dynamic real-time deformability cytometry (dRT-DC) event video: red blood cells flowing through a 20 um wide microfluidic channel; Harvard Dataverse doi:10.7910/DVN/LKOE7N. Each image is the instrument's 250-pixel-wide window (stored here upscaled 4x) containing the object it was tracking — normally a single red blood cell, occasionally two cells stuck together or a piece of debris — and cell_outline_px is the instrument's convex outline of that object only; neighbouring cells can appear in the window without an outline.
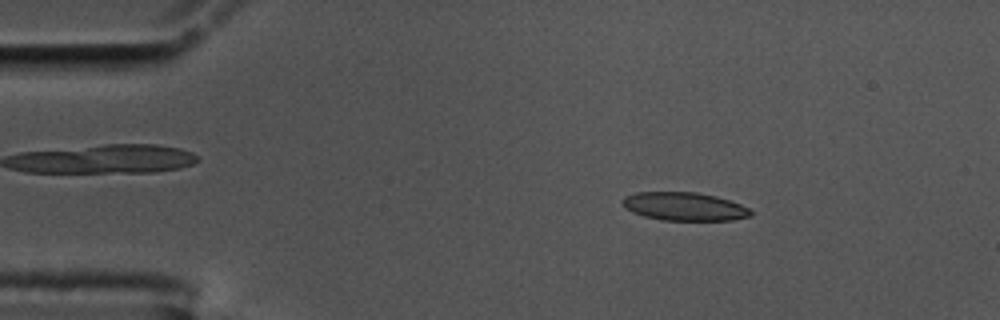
{"species": "common noctule bat (a hibernating species)", "species_latin": "Nyctalus noctula", "temperature_condition": "cold", "stored_images_in_passage": 55, "camera_frame_rate_fps": 3000, "um_per_image_px": 0.085, "animal": {"sex": "male", "body_mass_g": 17.5, "forearm_length_mm": 52.3}, "frame": {"image": 1, "passage_image": 8, "time_ms": 2.333, "image_size_px": [1000, 320], "cell_outline_px": [[752, 216], [732, 220], [664, 220], [644, 216], [632, 212], [624, 208], [620, 204], [620, 200], [624, 196], [636, 192], [696, 192], [716, 196], [740, 204], [748, 208], [752, 212]], "centroid_in_image_um": [58.11, 17.54], "position_along_channel_um": 26.9, "area_um2": 21.27}}
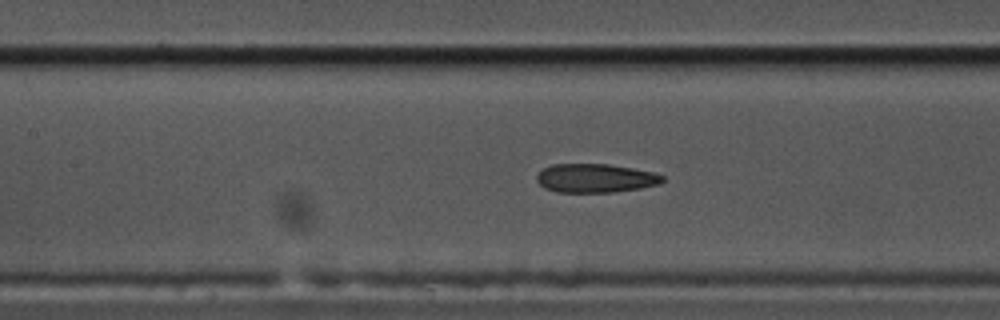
{"frame": {"image": 2, "passage_image": 24, "time_ms": 7.667, "image_size_px": [1000, 320], "cell_outline_px": [[664, 180], [660, 184], [640, 188], [612, 192], [556, 192], [544, 188], [536, 180], [536, 176], [544, 168], [552, 164], [608, 164], [632, 168], [652, 172], [664, 176]], "centroid_in_image_um": [50.6, 15.14], "position_along_channel_um": 156.8, "area_um2": 21.04}}
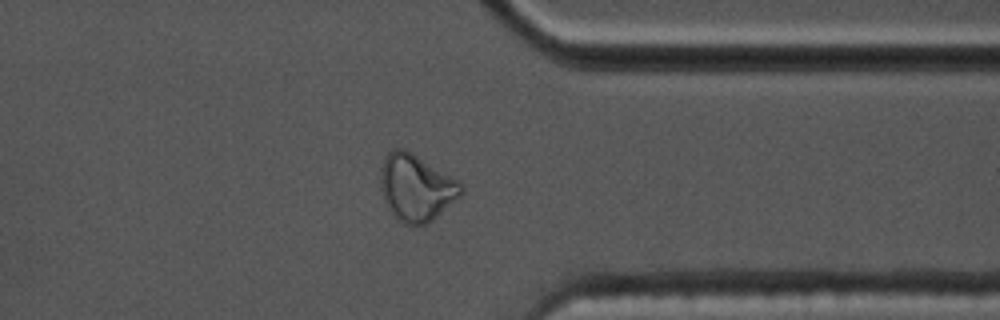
{"frame": {"image": 3, "passage_image": 43, "time_ms": 14.0, "image_size_px": [1000, 320], "cell_outline_px": [[464, 192], [460, 196], [432, 220], [424, 224], [404, 224], [396, 220], [388, 208], [384, 200], [380, 188], [380, 168], [388, 152], [392, 148], [404, 148], [412, 152], [460, 180], [464, 184]], "centroid_in_image_um": [35.38, 15.93], "position_along_channel_um": 376.0, "area_um2": 31.67}, "authors_computed_cell_mechanics": {"area_um2": 22.1952, "velocity_mm_per_s": 3.5425, "shape_relaxation_time_tau1_ms": null, "shape_relaxation_time_tau2_ms": 2.3787, "deformation_change_tau1": null, "deformation_change_tau2": 0.1079}}